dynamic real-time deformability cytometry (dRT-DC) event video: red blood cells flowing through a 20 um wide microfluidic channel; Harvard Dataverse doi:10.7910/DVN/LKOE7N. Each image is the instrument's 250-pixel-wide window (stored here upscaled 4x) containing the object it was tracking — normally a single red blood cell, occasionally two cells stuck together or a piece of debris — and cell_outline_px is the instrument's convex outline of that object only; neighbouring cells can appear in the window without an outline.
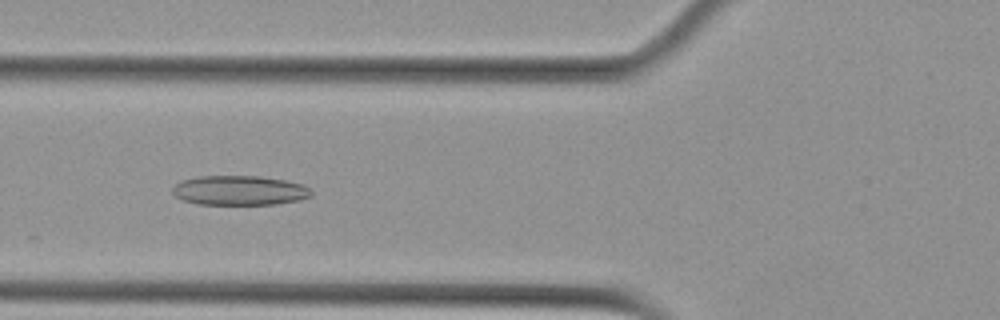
{"species": "Egyptian fruit bat (a non-hibernating species)", "species_latin": "Rousettus aegyptiacus", "temperature_condition": "cold", "stored_images_in_passage": 5, "camera_frame_rate_fps": 3000, "um_per_image_px": 0.085, "animal": {"sex": "female"}, "frame": {"image": 1, "passage_image": 4, "time_ms": 1.0, "image_size_px": [1000, 320], "cell_outline_px": [[312, 196], [300, 200], [276, 204], [196, 204], [184, 200], [176, 196], [172, 192], [172, 188], [180, 180], [196, 176], [260, 176], [284, 180], [304, 184], [312, 192]], "centroid_in_image_um": [20.36, 16.18], "position_along_channel_um": 105.4, "area_um2": 24.04}}
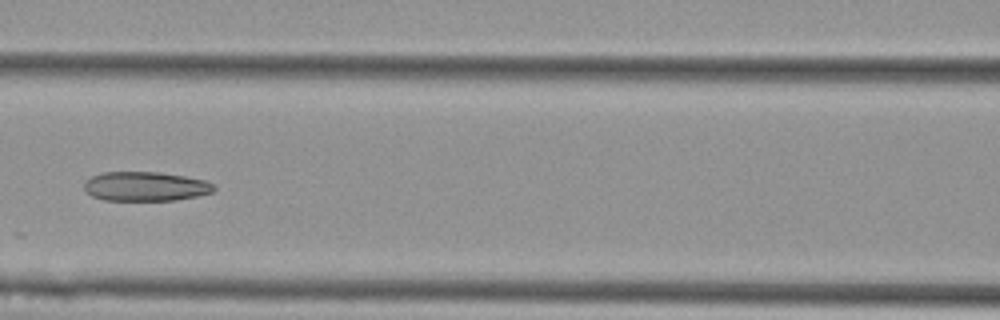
{"frame": {"image": 2, "passage_image": 5, "time_ms": 1.333, "image_size_px": [1000, 320], "cell_outline_px": [[216, 188], [212, 192], [196, 196], [176, 200], [104, 200], [92, 196], [84, 188], [84, 180], [92, 176], [104, 172], [160, 172], [184, 176], [204, 180], [212, 184]], "centroid_in_image_um": [12.34, 15.84], "position_along_channel_um": 154.3, "area_um2": 22.08}}